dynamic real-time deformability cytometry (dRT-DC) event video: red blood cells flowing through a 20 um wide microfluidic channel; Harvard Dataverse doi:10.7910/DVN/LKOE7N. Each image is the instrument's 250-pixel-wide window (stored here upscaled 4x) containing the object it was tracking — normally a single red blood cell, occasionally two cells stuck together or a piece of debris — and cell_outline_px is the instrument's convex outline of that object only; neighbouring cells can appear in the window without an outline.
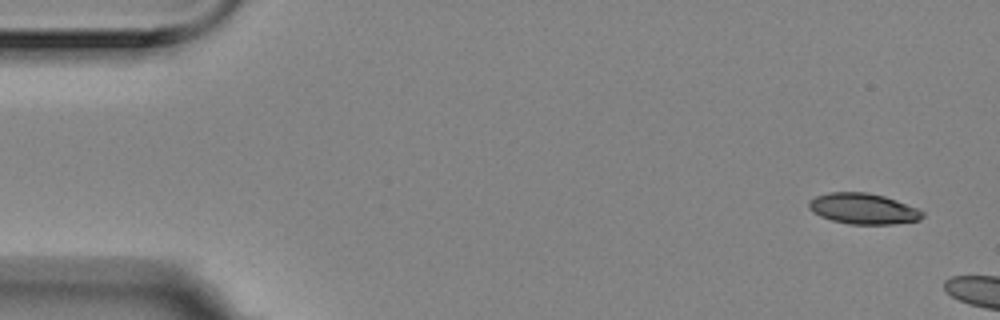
{"species": "Egyptian fruit bat (a non-hibernating species)", "species_latin": "Rousettus aegyptiacus", "temperature_condition": "room temperature", "stored_images_in_passage": 3, "camera_frame_rate_fps": 3000, "um_per_image_px": 0.085, "animal": {"sex": "female"}, "frame": {"image": 1, "passage_image": 1, "time_ms": 0.0, "image_size_px": [1000, 320], "cell_outline_px": [[924, 216], [920, 220], [892, 224], [848, 224], [832, 220], [820, 216], [812, 212], [808, 208], [808, 200], [816, 196], [828, 192], [868, 192], [884, 196], [896, 200], [916, 208], [924, 212]], "centroid_in_image_um": [73.34, 17.73], "position_along_channel_um": 11.7, "area_um2": 20.46}}